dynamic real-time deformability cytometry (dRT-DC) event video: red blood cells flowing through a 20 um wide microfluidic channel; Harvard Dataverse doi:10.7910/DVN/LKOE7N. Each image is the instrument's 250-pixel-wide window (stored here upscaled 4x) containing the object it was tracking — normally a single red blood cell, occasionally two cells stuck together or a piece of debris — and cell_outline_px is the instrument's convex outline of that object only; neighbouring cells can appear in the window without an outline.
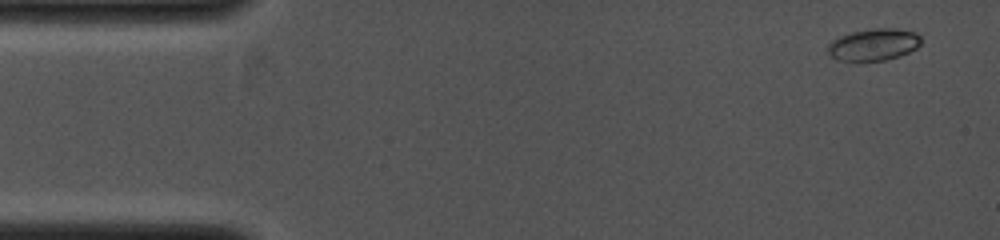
{"species": "common noctule bat (a hibernating species)", "species_latin": "Nyctalus noctula", "temperature_condition": "cold", "stored_images_in_passage": 41, "camera_frame_rate_fps": 4000, "um_per_image_px": 0.085, "animal": {"sex": "female", "body_mass_g": 19.0, "forearm_length_mm": 53.3}, "frame": {"image": 1, "passage_image": 1, "time_ms": 0.0, "image_size_px": [1000, 240], "cell_outline_px": [[920, 44], [916, 48], [900, 56], [884, 60], [836, 60], [828, 52], [828, 44], [832, 40], [840, 36], [852, 32], [872, 28], [896, 28], [916, 32], [920, 36]], "centroid_in_image_um": [74.27, 3.77], "position_along_channel_um": 10.7, "area_um2": 17.22}}
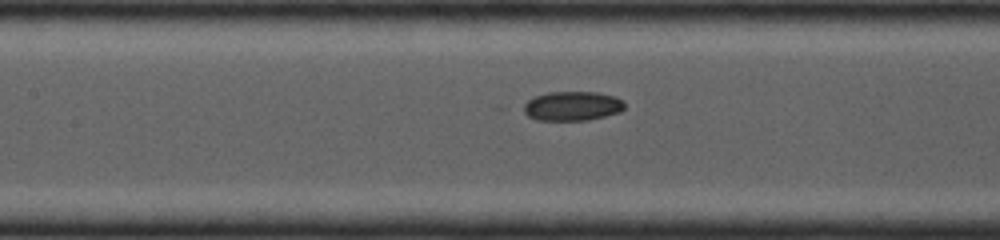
{"frame": {"image": 2, "passage_image": 18, "time_ms": 4.25, "image_size_px": [1000, 240], "cell_outline_px": [[624, 108], [620, 112], [588, 120], [536, 120], [528, 116], [516, 108], [532, 96], [548, 92], [596, 92], [616, 96], [624, 100]], "centroid_in_image_um": [48.55, 9.0], "position_along_channel_um": 158.9, "area_um2": 17.8}}
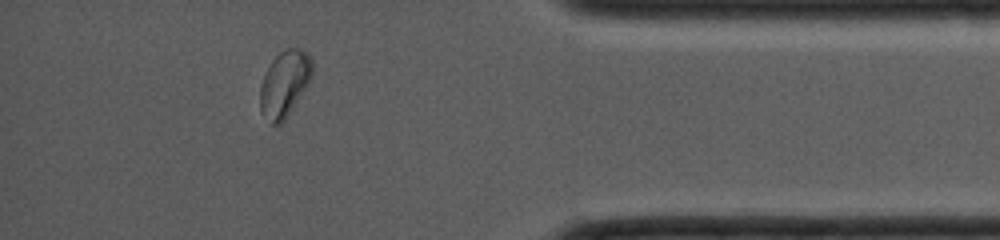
{"frame": {"image": 3, "passage_image": 36, "time_ms": 8.75, "image_size_px": [1000, 240], "cell_outline_px": [[312, 76], [308, 84], [284, 120], [280, 124], [272, 124], [260, 112], [260, 88], [264, 76], [272, 60], [280, 52], [288, 48], [300, 48], [308, 52], [312, 60]], "centroid_in_image_um": [24.19, 7.1], "position_along_channel_um": 411.0, "area_um2": 19.83}}